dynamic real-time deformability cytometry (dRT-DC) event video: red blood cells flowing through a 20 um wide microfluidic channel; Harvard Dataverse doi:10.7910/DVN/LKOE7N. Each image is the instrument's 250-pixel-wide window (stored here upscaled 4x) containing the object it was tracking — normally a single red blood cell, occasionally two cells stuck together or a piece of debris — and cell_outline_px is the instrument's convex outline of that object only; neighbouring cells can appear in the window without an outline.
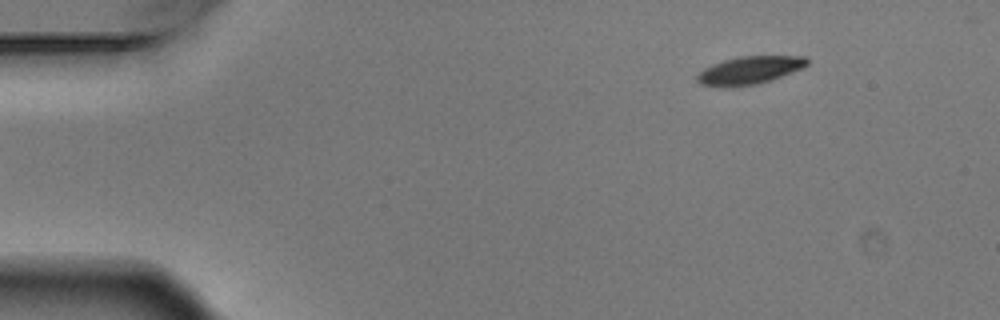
{"species": "Egyptian fruit bat (a non-hibernating species)", "species_latin": "Rousettus aegyptiacus", "temperature_condition": "warm", "stored_images_in_passage": 6, "segment_of_instrument_passage": [2, 2], "camera_frame_rate_fps": 3000, "um_per_image_px": 0.085, "animal": {"sex": "male"}, "frame": {"image": 1, "passage_image": 6, "time_ms": 1.667, "image_size_px": [1000, 320], "cell_outline_px": [[808, 64], [804, 68], [772, 80], [756, 84], [732, 88], [720, 88], [700, 84], [696, 80], [696, 76], [704, 68], [712, 64], [724, 60], [740, 56], [804, 56], [808, 60]], "centroid_in_image_um": [63.69, 5.99], "position_along_channel_um": 21.3, "area_um2": 18.21}}